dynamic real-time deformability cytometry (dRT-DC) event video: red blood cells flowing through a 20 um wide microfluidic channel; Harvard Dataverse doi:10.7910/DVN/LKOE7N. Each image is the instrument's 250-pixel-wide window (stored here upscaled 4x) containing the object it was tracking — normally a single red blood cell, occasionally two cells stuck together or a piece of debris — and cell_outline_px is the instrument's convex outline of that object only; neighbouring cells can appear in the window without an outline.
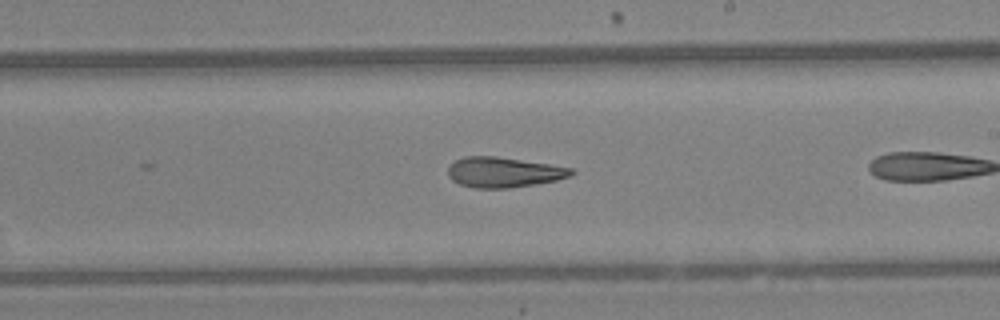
{"species": "Egyptian fruit bat (a non-hibernating species)", "species_latin": "Rousettus aegyptiacus", "temperature_condition": "warm", "stored_images_in_passage": 22, "camera_frame_rate_fps": 3000, "um_per_image_px": 0.085, "animal": {"sex": "female"}, "frame": {"image": 1, "passage_image": 11, "time_ms": 3.333, "image_size_px": [1000, 320], "cell_outline_px": [[576, 172], [572, 176], [556, 180], [508, 188], [472, 188], [460, 184], [452, 180], [448, 176], [448, 168], [456, 160], [464, 156], [496, 156], [548, 164], [572, 168]], "centroid_in_image_um": [42.8, 14.64], "position_along_channel_um": 246.2, "area_um2": 21.62}, "authors_computed_cell_mechanics": {"area_um2": 21.6172, "velocity_mm_per_s": 4.3326, "shape_relaxation_time_tau1_ms": 8.239, "shape_relaxation_time_tau2_ms": 1.2444, "deformation_change_tau1": 0.2123, "deformation_change_tau2": 0.0985}}